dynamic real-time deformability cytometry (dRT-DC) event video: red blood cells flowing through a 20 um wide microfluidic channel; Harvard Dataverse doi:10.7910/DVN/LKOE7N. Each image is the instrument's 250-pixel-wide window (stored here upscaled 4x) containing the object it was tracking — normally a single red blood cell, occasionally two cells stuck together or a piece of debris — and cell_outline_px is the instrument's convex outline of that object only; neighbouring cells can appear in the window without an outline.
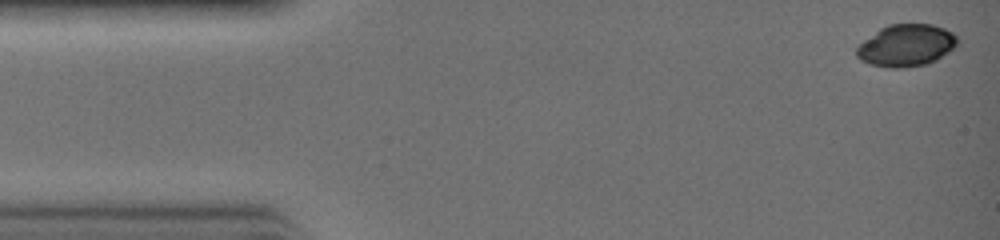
{"species": "common noctule bat (a hibernating species)", "species_latin": "Nyctalus noctula", "temperature_condition": "warm", "stored_images_in_passage": 30, "camera_frame_rate_fps": 3000, "um_per_image_px": 0.085, "animal": {"sex": "female", "body_mass_g": 19.0, "forearm_length_mm": 51.5}, "frame": {"image": 1, "passage_image": 1, "time_ms": 0.0, "image_size_px": [1000, 240], "cell_outline_px": [[960, 44], [936, 60], [924, 64], [896, 68], [872, 64], [860, 60], [856, 56], [856, 48], [864, 40], [880, 28], [888, 24], [932, 24], [944, 28], [952, 32], [960, 40]], "centroid_in_image_um": [77.06, 3.84], "position_along_channel_um": 7.9, "area_um2": 24.57}}
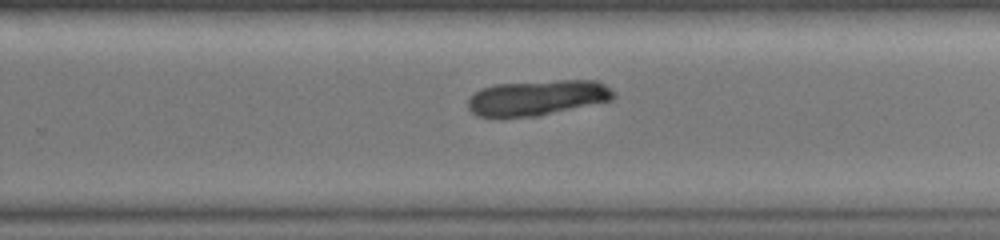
{"frame": {"image": 2, "passage_image": 20, "time_ms": 6.333, "image_size_px": [1000, 240], "cell_outline_px": [[616, 96], [612, 100], [540, 116], [500, 120], [476, 116], [468, 108], [468, 100], [480, 88], [496, 84], [556, 80], [596, 80], [604, 84], [616, 92]], "centroid_in_image_um": [45.64, 8.35], "position_along_channel_um": 284.2, "area_um2": 30.92}}
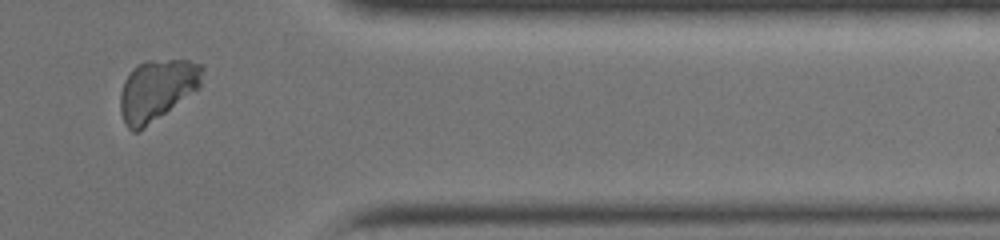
{"frame": {"image": 3, "passage_image": 26, "time_ms": 8.333, "image_size_px": [1000, 240], "cell_outline_px": [[204, 68], [200, 88], [144, 128], [136, 132], [132, 132], [124, 124], [120, 112], [120, 92], [124, 80], [132, 68], [148, 60], [188, 60], [200, 64]], "centroid_in_image_um": [13.33, 7.65], "position_along_channel_um": 398.1, "area_um2": 29.3}}